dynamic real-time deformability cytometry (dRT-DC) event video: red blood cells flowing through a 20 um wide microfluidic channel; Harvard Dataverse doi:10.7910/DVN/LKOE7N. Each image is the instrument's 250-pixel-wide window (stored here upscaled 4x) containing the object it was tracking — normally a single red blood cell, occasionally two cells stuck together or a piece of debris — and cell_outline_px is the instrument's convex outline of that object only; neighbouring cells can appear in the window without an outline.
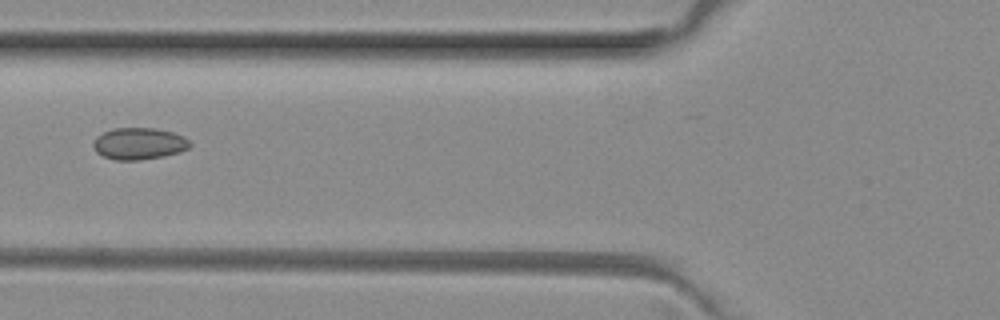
{"species": "common noctule bat (a hibernating species)", "species_latin": "Nyctalus noctula", "temperature_condition": "room temperature", "stored_images_in_passage": 6, "camera_frame_rate_fps": 3000, "um_per_image_px": 0.085, "animal": {"sex": "female", "body_mass_g": 29.2, "forearm_length_mm": 56.3}, "frame": {"image": 1, "passage_image": 6, "time_ms": 1.667, "image_size_px": [1000, 320], "cell_outline_px": [[192, 144], [188, 148], [180, 152], [164, 156], [140, 160], [116, 160], [104, 156], [96, 152], [92, 144], [96, 136], [112, 128], [156, 128], [172, 132], [184, 136]], "centroid_in_image_um": [11.81, 12.2], "position_along_channel_um": 114.0, "area_um2": 17.98}}